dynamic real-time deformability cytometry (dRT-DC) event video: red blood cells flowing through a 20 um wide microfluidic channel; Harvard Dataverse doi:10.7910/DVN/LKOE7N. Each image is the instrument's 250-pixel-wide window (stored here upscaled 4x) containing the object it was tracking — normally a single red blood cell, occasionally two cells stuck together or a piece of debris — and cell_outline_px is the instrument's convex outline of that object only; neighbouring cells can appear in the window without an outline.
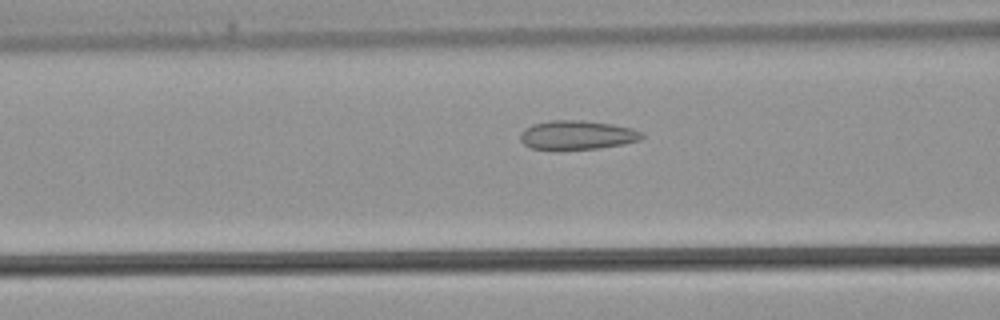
{"species": "common noctule bat (a hibernating species)", "species_latin": "Nyctalus noctula", "temperature_condition": "warm", "stored_images_in_passage": 27, "camera_frame_rate_fps": 3000, "um_per_image_px": 0.085, "animal": {"sex": "male", "body_mass_g": 21.5, "forearm_length_mm": 52.0}, "frame": {"image": 1, "passage_image": 10, "time_ms": 3.0, "image_size_px": [1000, 320], "cell_outline_px": [[644, 136], [640, 140], [624, 144], [600, 148], [532, 148], [524, 144], [520, 140], [520, 132], [524, 128], [532, 124], [548, 120], [584, 120], [612, 124], [632, 128], [640, 132]], "centroid_in_image_um": [49.05, 11.45], "position_along_channel_um": 117.6, "area_um2": 20.35}}
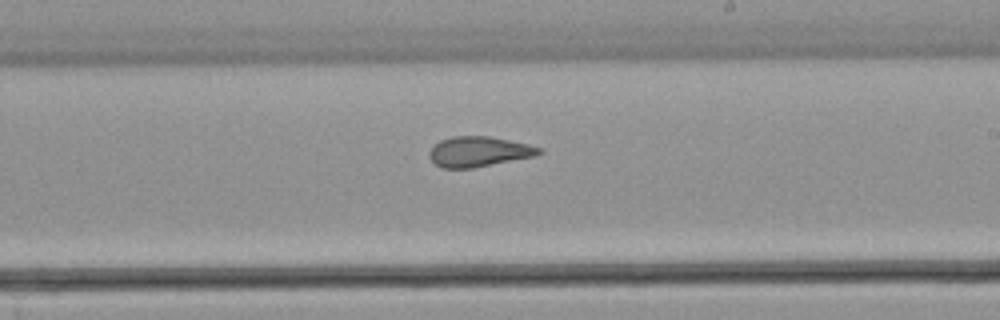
{"frame": {"image": 2, "passage_image": 18, "time_ms": 5.667, "image_size_px": [1000, 320], "cell_outline_px": [[544, 152], [536, 156], [472, 168], [440, 168], [428, 156], [428, 152], [440, 140], [452, 136], [488, 136], [528, 144], [540, 148]], "centroid_in_image_um": [40.69, 12.89], "position_along_channel_um": 248.3, "area_um2": 19.25}}
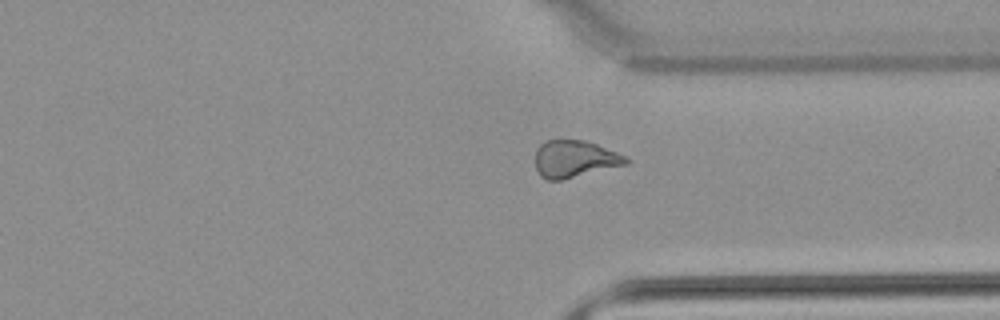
{"frame": {"image": 3, "passage_image": 25, "time_ms": 8.0, "image_size_px": [1000, 320], "cell_outline_px": [[632, 160], [628, 164], [560, 180], [548, 180], [540, 176], [536, 168], [536, 148], [544, 140], [584, 140], [596, 144], [616, 152]], "centroid_in_image_um": [48.83, 13.5], "position_along_channel_um": 362.6, "area_um2": 19.54}}